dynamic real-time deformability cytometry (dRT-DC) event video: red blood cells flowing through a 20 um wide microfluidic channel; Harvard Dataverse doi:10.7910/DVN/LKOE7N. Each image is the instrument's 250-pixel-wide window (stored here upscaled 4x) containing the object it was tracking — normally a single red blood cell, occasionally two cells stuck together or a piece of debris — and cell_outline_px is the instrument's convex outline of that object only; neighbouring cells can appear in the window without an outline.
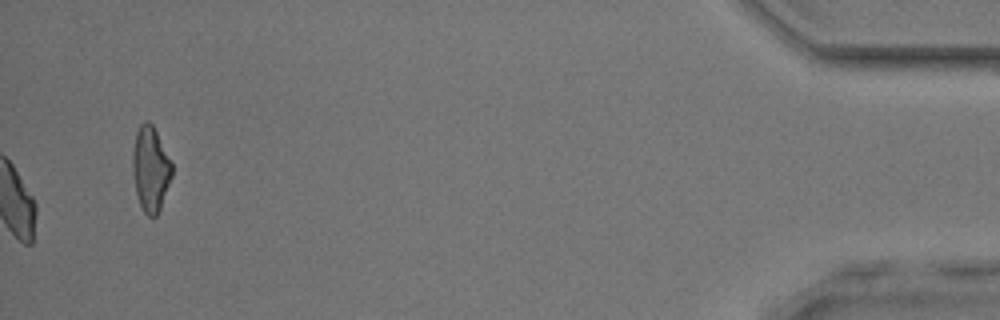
{"species": "common noctule bat (a hibernating species)", "species_latin": "Nyctalus noctula", "temperature_condition": "room temperature", "stored_images_in_passage": 43, "camera_frame_rate_fps": 3000, "um_per_image_px": 0.085, "animal": {"sex": "male", "body_mass_g": 17.9, "forearm_length_mm": 54.2}, "frame": {"image": 1, "passage_image": 43, "time_ms": 14.0, "image_size_px": [1000, 320], "cell_outline_px": [[172, 176], [160, 208], [156, 216], [148, 216], [144, 212], [140, 204], [136, 192], [132, 172], [132, 152], [136, 132], [140, 124], [144, 120], [148, 120], [152, 124], [172, 164]], "centroid_in_image_um": [12.77, 14.34], "position_along_channel_um": 422.4, "area_um2": 19.31}}